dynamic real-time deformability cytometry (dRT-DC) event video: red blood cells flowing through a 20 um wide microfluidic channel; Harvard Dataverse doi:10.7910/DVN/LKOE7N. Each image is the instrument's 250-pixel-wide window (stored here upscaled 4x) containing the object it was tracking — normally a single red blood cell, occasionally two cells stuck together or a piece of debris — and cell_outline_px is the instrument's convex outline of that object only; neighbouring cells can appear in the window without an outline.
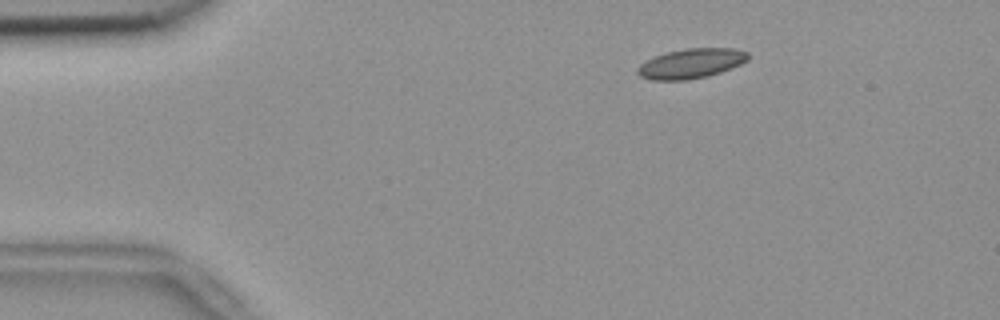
{"species": "common noctule bat (a hibernating species)", "species_latin": "Nyctalus noctula", "temperature_condition": "room temperature", "stored_images_in_passage": 54, "camera_frame_rate_fps": 3000, "um_per_image_px": 0.085, "animal": {"sex": "female", "body_mass_g": 18.4}, "frame": {"image": 1, "passage_image": 8, "time_ms": 2.333, "image_size_px": [1000, 320], "cell_outline_px": [[748, 60], [732, 68], [708, 76], [688, 80], [652, 80], [640, 76], [636, 72], [636, 68], [640, 64], [656, 56], [668, 52], [684, 48], [732, 48], [748, 52]], "centroid_in_image_um": [58.74, 5.4], "position_along_channel_um": 26.3, "area_um2": 19.13}}
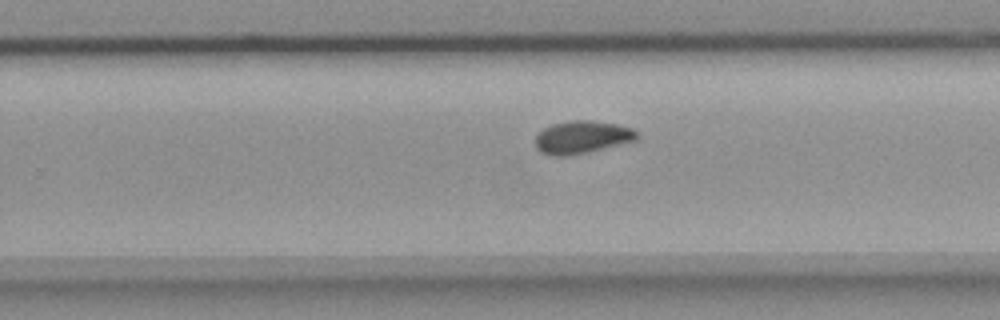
{"frame": {"image": 2, "passage_image": 34, "time_ms": 11.0, "image_size_px": [1000, 320], "cell_outline_px": [[636, 140], [584, 152], [564, 156], [552, 156], [540, 152], [536, 148], [536, 136], [544, 128], [552, 124], [572, 120], [592, 120], [616, 124], [632, 128], [636, 132]], "centroid_in_image_um": [49.42, 11.65], "position_along_channel_um": 280.4, "area_um2": 18.96}}
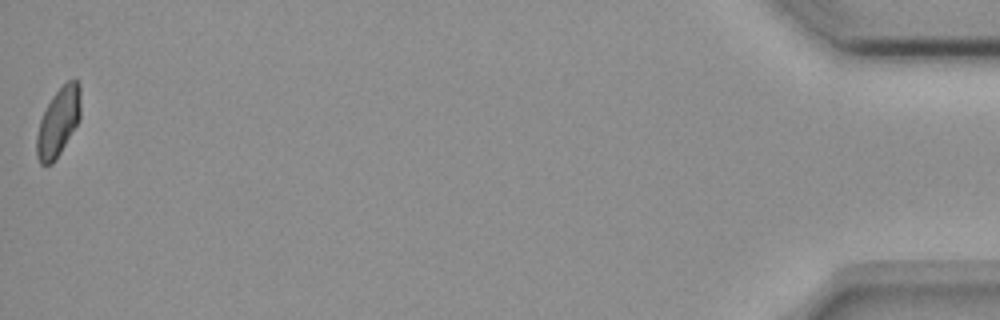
{"frame": {"image": 3, "passage_image": 54, "time_ms": 17.667, "image_size_px": [1000, 320], "cell_outline_px": [[80, 116], [76, 124], [60, 152], [52, 164], [40, 164], [36, 156], [36, 136], [40, 120], [52, 96], [68, 80], [76, 80], [80, 84]], "centroid_in_image_um": [4.94, 10.37], "position_along_channel_um": 430.3, "area_um2": 17.17}, "authors_computed_cell_mechanics": {"area_um2": 18.496, "velocity_mm_per_s": 3.6846, "shape_relaxation_time_tau1_ms": 7.4836, "shape_relaxation_time_tau2_ms": 2.0799, "deformation_change_tau1": 0.1149, "deformation_change_tau2": 0.0428}}